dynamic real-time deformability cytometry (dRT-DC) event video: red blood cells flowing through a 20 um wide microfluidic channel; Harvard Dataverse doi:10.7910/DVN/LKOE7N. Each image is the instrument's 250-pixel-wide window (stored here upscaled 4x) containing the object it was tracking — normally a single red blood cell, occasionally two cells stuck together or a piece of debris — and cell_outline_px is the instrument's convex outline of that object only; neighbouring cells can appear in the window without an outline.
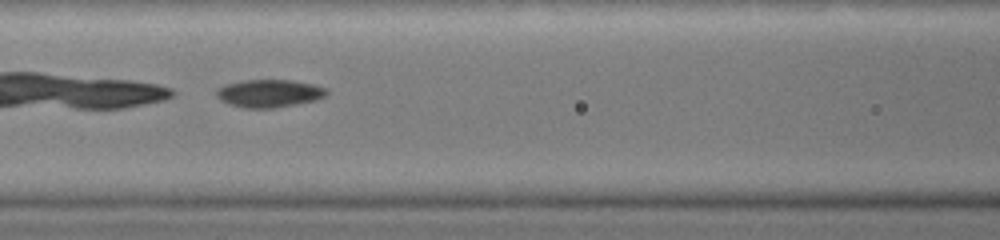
{"species": "common noctule bat (a hibernating species)", "species_latin": "Nyctalus noctula", "temperature_condition": "warm", "stored_images_in_passage": 47, "camera_frame_rate_fps": 3000, "um_per_image_px": 0.085, "animal": {"sex": "female", "body_mass_g": 19.0, "forearm_length_mm": 51.5}, "frame": {"image": 1, "passage_image": 23, "time_ms": 5.0, "image_size_px": [1000, 240], "cell_outline_px": [[328, 96], [316, 100], [296, 104], [272, 108], [248, 108], [232, 104], [220, 100], [216, 96], [216, 92], [220, 88], [228, 84], [244, 80], [288, 80], [312, 84], [324, 88], [328, 92]], "centroid_in_image_um": [22.92, 7.94], "position_along_channel_um": 143.7, "area_um2": 17.51}}
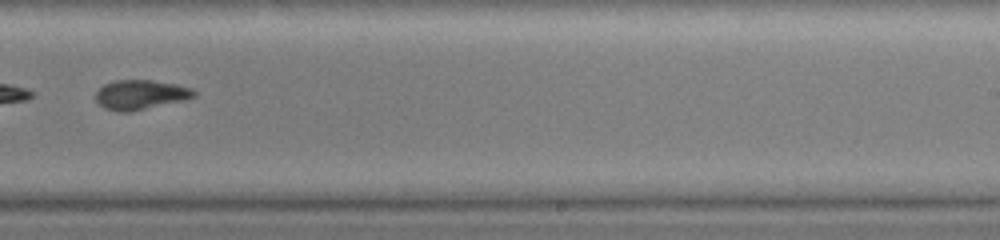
{"frame": {"image": 2, "passage_image": 32, "time_ms": 7.667, "image_size_px": [1000, 240], "cell_outline_px": [[196, 96], [188, 100], [128, 112], [120, 112], [104, 108], [96, 100], [96, 92], [104, 84], [116, 80], [148, 80], [176, 84], [192, 88], [196, 92]], "centroid_in_image_um": [11.98, 8.05], "position_along_channel_um": 277.0, "area_um2": 16.99}}
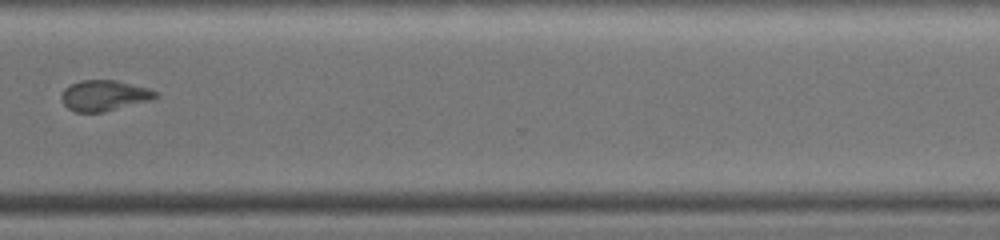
{"frame": {"image": 3, "passage_image": 40, "time_ms": 9.333, "image_size_px": [1000, 240], "cell_outline_px": [[160, 96], [152, 100], [104, 112], [76, 112], [68, 108], [60, 100], [60, 96], [64, 88], [80, 80], [116, 80], [144, 88], [156, 92]], "centroid_in_image_um": [8.82, 8.13], "position_along_channel_um": 361.8, "area_um2": 16.76}}